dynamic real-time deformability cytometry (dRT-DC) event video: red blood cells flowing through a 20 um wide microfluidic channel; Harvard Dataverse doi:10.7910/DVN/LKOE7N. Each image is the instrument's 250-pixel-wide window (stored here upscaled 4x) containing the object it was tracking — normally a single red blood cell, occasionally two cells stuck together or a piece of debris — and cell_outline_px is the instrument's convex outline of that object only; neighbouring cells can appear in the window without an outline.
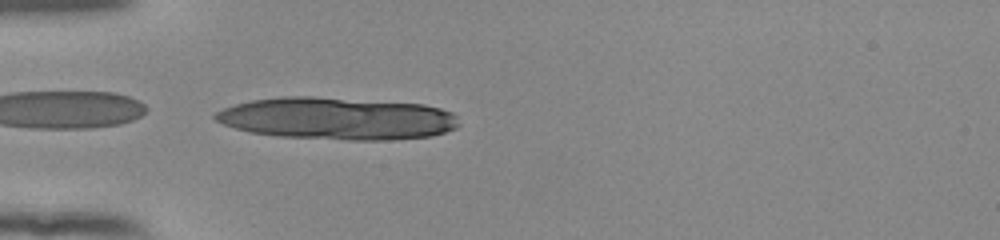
{"species": "human", "species_latin": "Homo sapiens", "temperature_condition": "room temperature", "stored_images_in_passage": 9, "camera_frame_rate_fps": 3000, "um_per_image_px": 0.085, "donor": {"sex": "female"}, "frame": {"image": 1, "passage_image": 9, "time_ms": 2.667, "image_size_px": [1000, 240], "cell_outline_px": [[460, 124], [456, 128], [432, 136], [388, 140], [348, 140], [276, 136], [252, 132], [236, 128], [224, 124], [216, 120], [212, 116], [216, 112], [224, 108], [236, 104], [252, 100], [284, 96], [312, 96], [424, 104], [440, 108], [452, 112], [456, 116]], "centroid_in_image_um": [28.68, 10.07], "position_along_channel_um": 56.3, "area_um2": 60.11}}